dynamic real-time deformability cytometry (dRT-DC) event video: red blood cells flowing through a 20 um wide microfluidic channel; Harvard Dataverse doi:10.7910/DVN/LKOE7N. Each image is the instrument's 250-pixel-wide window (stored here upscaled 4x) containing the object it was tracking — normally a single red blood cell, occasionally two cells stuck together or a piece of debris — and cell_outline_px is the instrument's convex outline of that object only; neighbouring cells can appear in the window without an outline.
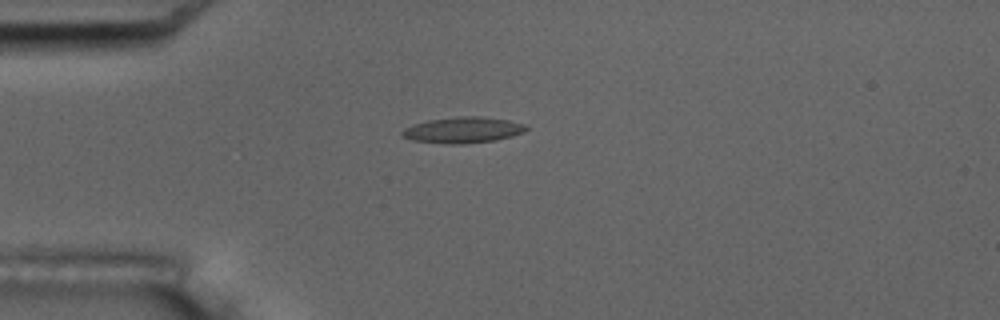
{"species": "common noctule bat (a hibernating species)", "species_latin": "Nyctalus noctula", "temperature_condition": "room temperature", "stored_images_in_passage": 13, "camera_frame_rate_fps": 3000, "um_per_image_px": 0.085, "animal": {"sex": "male", "body_mass_g": 17.5, "forearm_length_mm": 52.3}, "frame": {"image": 1, "passage_image": 1, "time_ms": 0.0, "image_size_px": [1000, 320], "cell_outline_px": [[528, 128], [524, 132], [512, 136], [496, 140], [464, 144], [444, 144], [412, 140], [404, 136], [400, 132], [404, 128], [412, 124], [428, 120], [456, 116], [480, 116], [508, 120], [524, 124]], "centroid_in_image_um": [39.34, 11.05], "position_along_channel_um": 45.7, "area_um2": 18.9}, "authors_computed_cell_mechanics": {"area_um2": 17.2244, "velocity_mm_per_s": 3.5682, "shape_relaxation_time_tau1_ms": 5.3136, "shape_relaxation_time_tau2_ms": 3.114, "deformation_change_tau1": 0.1531, "deformation_change_tau2": 0.0983}}